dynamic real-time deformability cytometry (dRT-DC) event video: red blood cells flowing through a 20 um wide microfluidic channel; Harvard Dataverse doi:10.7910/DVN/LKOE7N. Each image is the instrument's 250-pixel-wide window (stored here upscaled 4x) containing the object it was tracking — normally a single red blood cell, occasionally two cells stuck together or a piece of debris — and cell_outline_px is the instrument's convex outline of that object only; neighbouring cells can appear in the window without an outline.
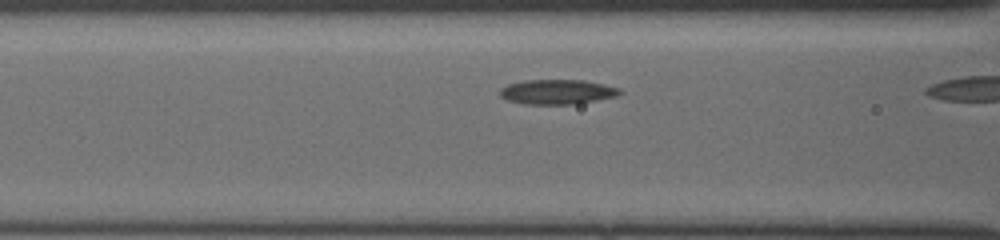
{"species": "common noctule bat (a hibernating species)", "species_latin": "Nyctalus noctula", "temperature_condition": "cold", "stored_images_in_passage": 6, "camera_frame_rate_fps": 3000, "um_per_image_px": 0.085, "animal": {"sex": "female", "body_mass_g": 19.5, "forearm_length_mm": 54.1}, "frame": {"image": 1, "passage_image": 4, "time_ms": 1.0, "image_size_px": [1000, 240], "cell_outline_px": [[624, 92], [616, 96], [596, 100], [572, 104], [524, 104], [508, 100], [500, 96], [500, 88], [508, 84], [524, 80], [584, 80], [604, 84], [620, 88]], "centroid_in_image_um": [47.37, 7.8], "position_along_channel_um": 119.2, "area_um2": 17.28}}